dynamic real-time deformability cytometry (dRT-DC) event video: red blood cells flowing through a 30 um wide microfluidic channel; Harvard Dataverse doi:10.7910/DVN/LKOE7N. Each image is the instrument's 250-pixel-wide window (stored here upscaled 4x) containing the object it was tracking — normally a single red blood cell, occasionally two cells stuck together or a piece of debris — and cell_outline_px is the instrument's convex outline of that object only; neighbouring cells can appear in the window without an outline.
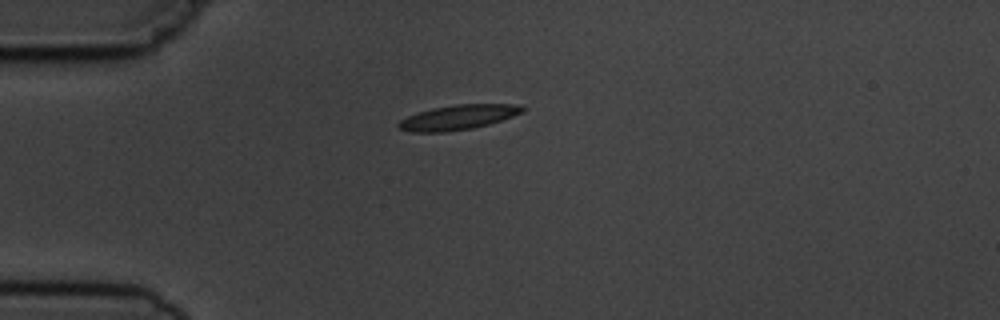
{"species": "common noctule bat (a hibernating species)", "species_latin": "Nyctalus noctula", "temperature_condition": "cold", "stored_images_in_passage": 5, "camera_frame_rate_fps": 3000, "um_per_image_px": 0.085, "animal": {"sex": "male", "body_mass_g": 19.5, "forearm_length_mm": 54.6}, "frame": {"image": 1, "passage_image": 1, "time_ms": 0.0, "image_size_px": [1000, 320], "cell_outline_px": [[524, 112], [488, 124], [472, 128], [448, 132], [412, 132], [400, 128], [396, 124], [400, 120], [408, 116], [432, 108], [456, 104], [516, 104], [524, 108]], "centroid_in_image_um": [38.93, 9.97], "position_along_channel_um": 46.1, "area_um2": 17.69}}
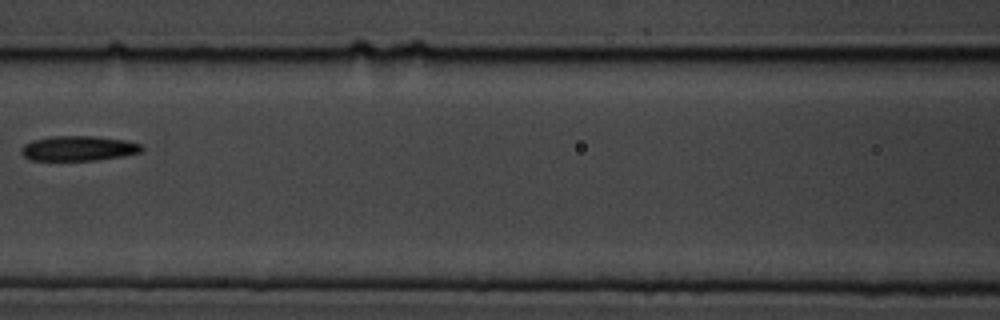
{"frame": {"image": 2, "passage_image": 4, "time_ms": 3.667, "image_size_px": [1000, 320], "cell_outline_px": [[144, 148], [140, 152], [124, 156], [96, 160], [28, 160], [20, 152], [20, 148], [24, 144], [32, 140], [48, 136], [96, 136], [124, 140], [140, 144]], "centroid_in_image_um": [6.63, 12.61], "position_along_channel_um": 160.0, "area_um2": 17.63}}
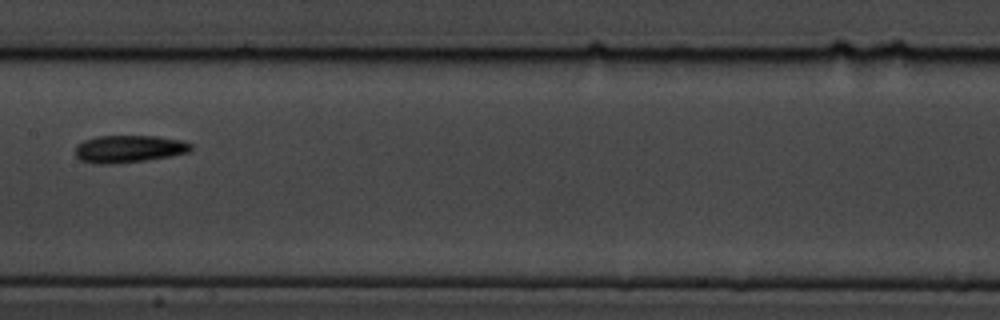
{"frame": {"image": 3, "passage_image": 5, "time_ms": 4.667, "image_size_px": [1000, 320], "cell_outline_px": [[192, 148], [188, 152], [172, 156], [144, 160], [112, 164], [96, 164], [80, 160], [76, 156], [76, 144], [84, 140], [96, 136], [156, 136], [184, 140], [192, 144]], "centroid_in_image_um": [10.96, 12.65], "position_along_channel_um": 196.4, "area_um2": 18.55}}